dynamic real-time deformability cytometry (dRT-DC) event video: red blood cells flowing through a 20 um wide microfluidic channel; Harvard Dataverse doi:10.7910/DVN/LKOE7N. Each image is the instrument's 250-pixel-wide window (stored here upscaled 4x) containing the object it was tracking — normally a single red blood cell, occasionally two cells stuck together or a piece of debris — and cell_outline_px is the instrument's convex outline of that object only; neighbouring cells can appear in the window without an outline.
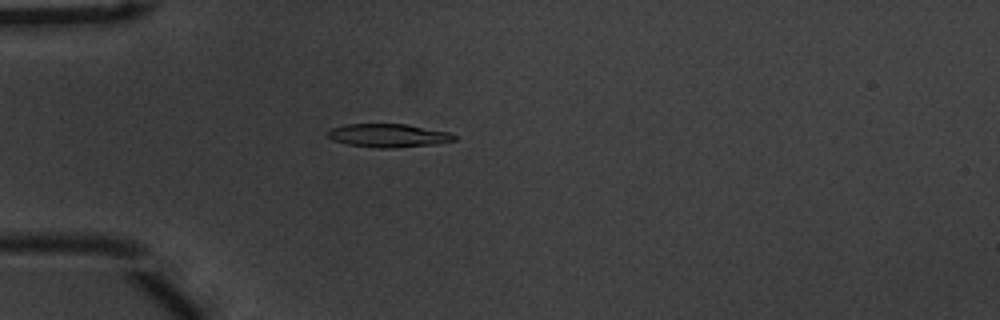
{"species": "common noctule bat (a hibernating species)", "species_latin": "Nyctalus noctula", "temperature_condition": "warm", "stored_images_in_passage": 42, "camera_frame_rate_fps": 3000, "um_per_image_px": 0.085, "animal": {"sex": "male", "body_mass_g": 20.1, "forearm_length_mm": 53.5}, "frame": {"image": 1, "passage_image": 3, "time_ms": 0.667, "image_size_px": [1000, 320], "cell_outline_px": [[456, 140], [436, 144], [396, 148], [380, 148], [348, 144], [332, 140], [328, 136], [328, 132], [332, 128], [348, 124], [408, 124], [448, 132], [456, 136]], "centroid_in_image_um": [33.04, 11.52], "position_along_channel_um": 52.0, "area_um2": 17.17}}
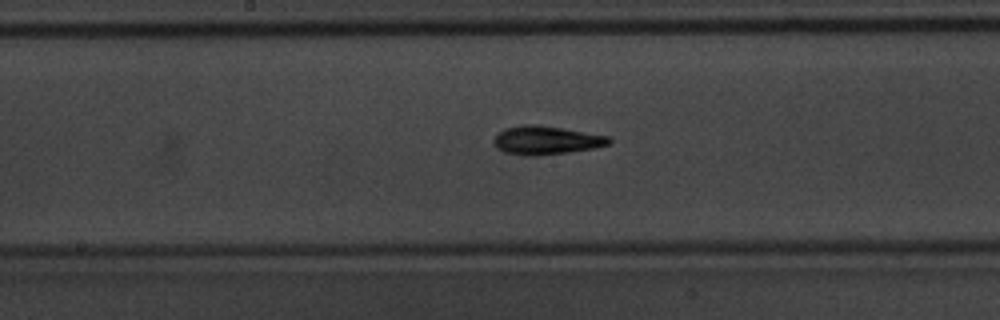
{"frame": {"image": 2, "passage_image": 16, "time_ms": 5.0, "image_size_px": [1000, 320], "cell_outline_px": [[612, 140], [608, 144], [592, 148], [568, 152], [536, 156], [524, 156], [504, 152], [496, 148], [492, 140], [504, 128], [524, 124], [536, 124], [564, 128], [608, 136]], "centroid_in_image_um": [46.38, 11.92], "position_along_channel_um": 201.8, "area_um2": 19.19}}
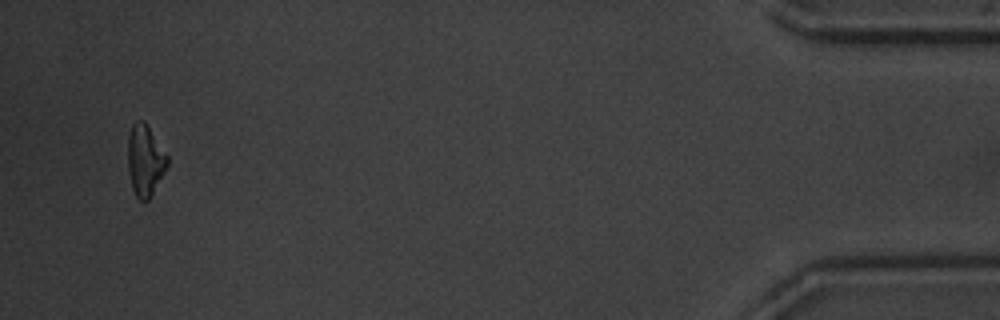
{"frame": {"image": 3, "passage_image": 40, "time_ms": 13.0, "image_size_px": [1000, 320], "cell_outline_px": [[168, 164], [164, 172], [148, 200], [140, 200], [136, 196], [132, 188], [128, 168], [128, 136], [132, 124], [136, 120], [144, 120], [168, 156]], "centroid_in_image_um": [12.32, 13.6], "position_along_channel_um": 422.9, "area_um2": 16.18}, "authors_computed_cell_mechanics": {"area_um2": 17.4267, "velocity_mm_per_s": 3.7217, "shape_relaxation_time_tau1_ms": 3.5499, "shape_relaxation_time_tau2_ms": 3.7014, "deformation_change_tau1": 0.1556, "deformation_change_tau2": 0.1206}}